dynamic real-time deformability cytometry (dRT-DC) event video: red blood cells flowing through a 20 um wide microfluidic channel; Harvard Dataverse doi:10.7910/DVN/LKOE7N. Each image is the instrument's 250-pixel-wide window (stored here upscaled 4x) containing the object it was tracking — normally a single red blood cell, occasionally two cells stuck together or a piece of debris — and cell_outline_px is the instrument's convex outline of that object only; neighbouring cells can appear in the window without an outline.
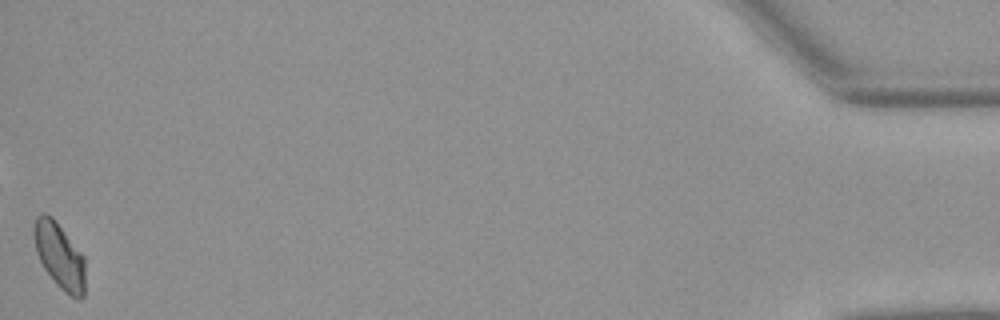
{"species": "Egyptian fruit bat (a non-hibernating species)", "species_latin": "Rousettus aegyptiacus", "temperature_condition": "warm", "stored_images_in_passage": 43, "camera_frame_rate_fps": 3000, "um_per_image_px": 0.085, "animal": {"sex": "female"}, "frame": {"image": 1, "passage_image": 43, "time_ms": 14.0, "image_size_px": [1000, 320], "cell_outline_px": [[84, 296], [80, 300], [64, 292], [56, 284], [44, 268], [36, 252], [32, 232], [32, 228], [36, 216], [44, 212], [52, 216], [84, 256]], "centroid_in_image_um": [5.03, 21.72], "position_along_channel_um": 430.2, "area_um2": 19.71}, "authors_computed_cell_mechanics": {"area_um2": 19.7676, "velocity_mm_per_s": 3.9388, "shape_relaxation_time_tau1_ms": 7.5745, "shape_relaxation_time_tau2_ms": 7.8696, "deformation_change_tau1": 0.1495, "deformation_change_tau2": 0.0882}}